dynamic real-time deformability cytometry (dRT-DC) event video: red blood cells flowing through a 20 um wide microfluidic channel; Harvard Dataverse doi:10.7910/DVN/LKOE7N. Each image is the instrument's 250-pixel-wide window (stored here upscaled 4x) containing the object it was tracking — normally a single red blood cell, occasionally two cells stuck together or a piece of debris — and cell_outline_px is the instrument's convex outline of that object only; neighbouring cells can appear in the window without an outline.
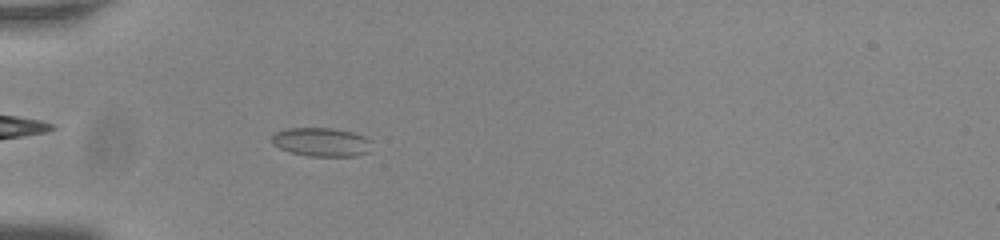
{"species": "common noctule bat (a hibernating species)", "species_latin": "Nyctalus noctula", "temperature_condition": "room temperature", "stored_images_in_passage": 39, "camera_frame_rate_fps": 3000, "um_per_image_px": 0.085, "animal": {"sex": "male", "body_mass_g": 20.0, "forearm_length_mm": 53.3}, "frame": {"image": 1, "passage_image": 2, "time_ms": 0.333, "image_size_px": [1000, 240], "cell_outline_px": [[372, 152], [356, 156], [308, 156], [288, 152], [272, 144], [272, 136], [276, 132], [288, 128], [332, 128], [352, 132], [364, 136], [372, 140]], "centroid_in_image_um": [27.37, 12.09], "position_along_channel_um": 57.6, "area_um2": 17.05}}
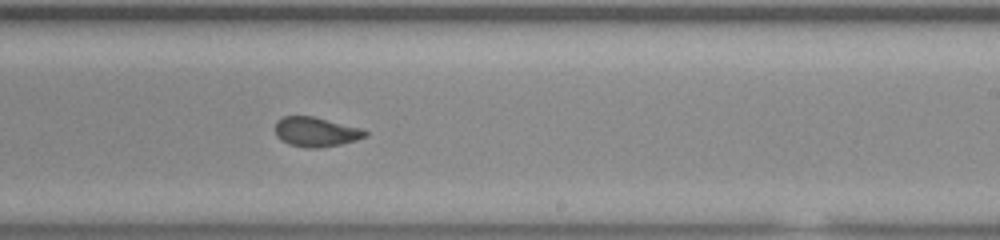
{"frame": {"image": 2, "passage_image": 19, "time_ms": 6.0, "image_size_px": [1000, 240], "cell_outline_px": [[368, 136], [356, 140], [340, 144], [320, 148], [304, 148], [288, 144], [280, 140], [276, 136], [276, 120], [284, 116], [312, 116], [364, 128], [368, 132]], "centroid_in_image_um": [26.87, 11.21], "position_along_channel_um": 262.1, "area_um2": 15.78}}
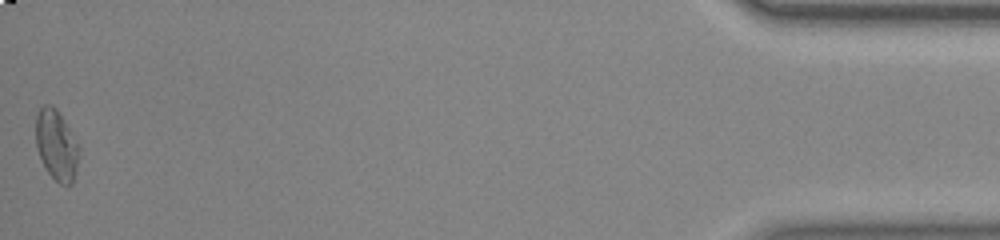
{"frame": {"image": 3, "passage_image": 39, "time_ms": 12.667, "image_size_px": [1000, 240], "cell_outline_px": [[80, 152], [76, 172], [72, 184], [60, 184], [48, 172], [40, 156], [36, 144], [36, 112], [44, 104], [52, 104], [56, 108], [64, 120], [80, 148]], "centroid_in_image_um": [4.8, 12.31], "position_along_channel_um": 430.4, "area_um2": 17.63}, "authors_computed_cell_mechanics": {"area_um2": 16.2996, "velocity_mm_per_s": 3.8043, "shape_relaxation_time_tau1_ms": null, "shape_relaxation_time_tau2_ms": 0.9136, "deformation_change_tau1": null, "deformation_change_tau2": 0.0556}}